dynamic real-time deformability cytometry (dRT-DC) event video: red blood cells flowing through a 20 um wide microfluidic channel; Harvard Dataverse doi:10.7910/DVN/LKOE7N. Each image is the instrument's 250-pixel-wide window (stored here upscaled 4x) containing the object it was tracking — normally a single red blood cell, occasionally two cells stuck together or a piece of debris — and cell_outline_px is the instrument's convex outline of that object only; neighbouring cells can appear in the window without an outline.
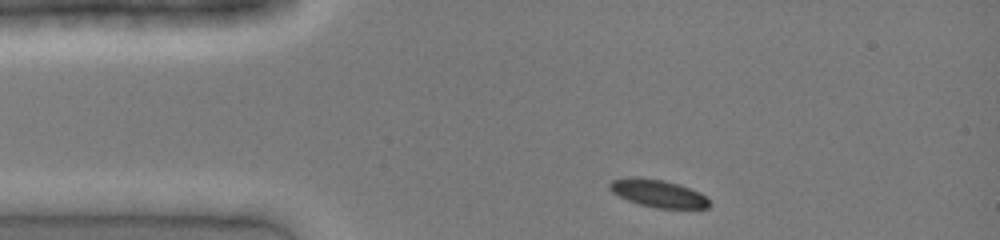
{"species": "common noctule bat (a hibernating species)", "species_latin": "Nyctalus noctula", "temperature_condition": "cold", "stored_images_in_passage": 31, "camera_frame_rate_fps": 3000, "um_per_image_px": 0.085, "animal": {"sex": "female", "body_mass_g": 19.0, "forearm_length_mm": 51.5}, "frame": {"image": 1, "passage_image": 1, "time_ms": 0.0, "image_size_px": [1000, 240], "cell_outline_px": [[712, 204], [708, 208], [656, 208], [640, 204], [628, 200], [612, 192], [608, 188], [608, 184], [612, 180], [632, 176], [664, 180], [680, 184], [700, 192]], "centroid_in_image_um": [55.94, 16.43], "position_along_channel_um": 29.1, "area_um2": 16.07}}
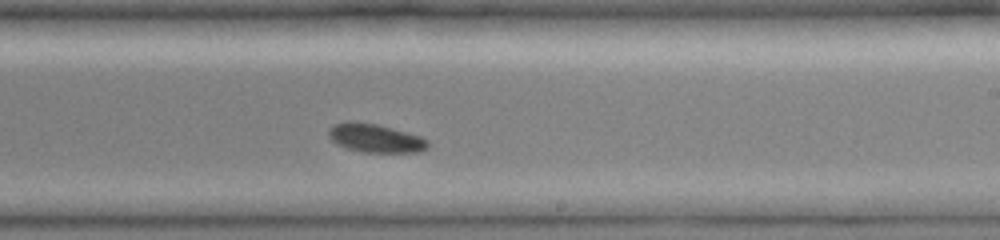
{"frame": {"image": 2, "passage_image": 19, "time_ms": 6.0, "image_size_px": [1000, 240], "cell_outline_px": [[428, 148], [420, 152], [364, 152], [348, 148], [332, 140], [328, 136], [328, 128], [336, 124], [348, 120], [376, 124], [420, 136], [428, 140]], "centroid_in_image_um": [31.91, 11.74], "position_along_channel_um": 257.1, "area_um2": 16.3}}
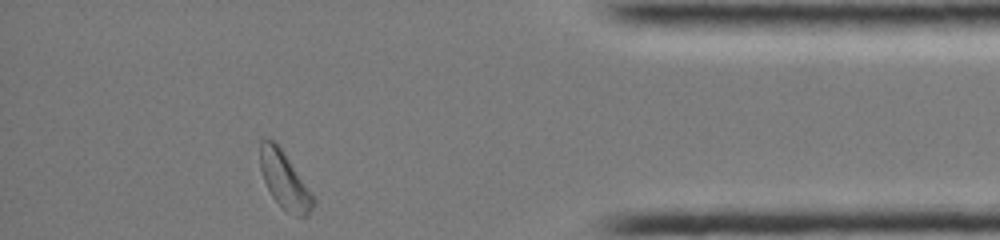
{"frame": {"image": 3, "passage_image": 31, "time_ms": 10.0, "image_size_px": [1000, 240], "cell_outline_px": [[316, 204], [308, 216], [296, 216], [284, 208], [272, 196], [264, 180], [260, 168], [260, 140], [276, 140], [316, 200]], "centroid_in_image_um": [24.2, 15.31], "position_along_channel_um": 411.0, "area_um2": 17.34}}